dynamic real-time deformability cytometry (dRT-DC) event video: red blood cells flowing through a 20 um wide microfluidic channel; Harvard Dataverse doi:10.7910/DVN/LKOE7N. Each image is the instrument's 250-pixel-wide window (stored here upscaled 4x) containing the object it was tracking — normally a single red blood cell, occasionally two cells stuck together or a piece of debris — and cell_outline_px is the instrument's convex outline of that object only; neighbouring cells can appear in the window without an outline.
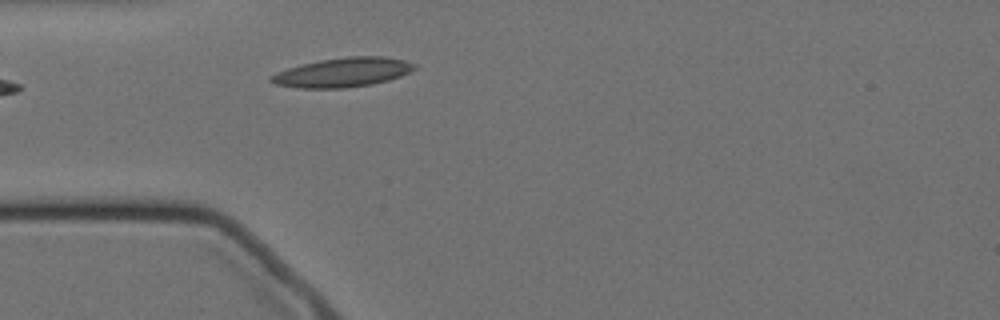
{"species": "Egyptian fruit bat (a non-hibernating species)", "species_latin": "Rousettus aegyptiacus", "temperature_condition": "cold", "stored_images_in_passage": 1, "camera_frame_rate_fps": 3000, "um_per_image_px": 0.085, "animal": {"sex": "female"}, "frame": {"image": 1, "passage_image": 1, "time_ms": 0.0, "image_size_px": [1000, 320], "cell_outline_px": [[416, 68], [400, 76], [388, 80], [372, 84], [344, 88], [296, 88], [276, 84], [268, 80], [276, 72], [288, 68], [320, 60], [348, 56], [384, 56], [404, 60], [416, 64]], "centroid_in_image_um": [29.14, 6.15], "position_along_channel_um": 55.9, "area_um2": 24.33}}